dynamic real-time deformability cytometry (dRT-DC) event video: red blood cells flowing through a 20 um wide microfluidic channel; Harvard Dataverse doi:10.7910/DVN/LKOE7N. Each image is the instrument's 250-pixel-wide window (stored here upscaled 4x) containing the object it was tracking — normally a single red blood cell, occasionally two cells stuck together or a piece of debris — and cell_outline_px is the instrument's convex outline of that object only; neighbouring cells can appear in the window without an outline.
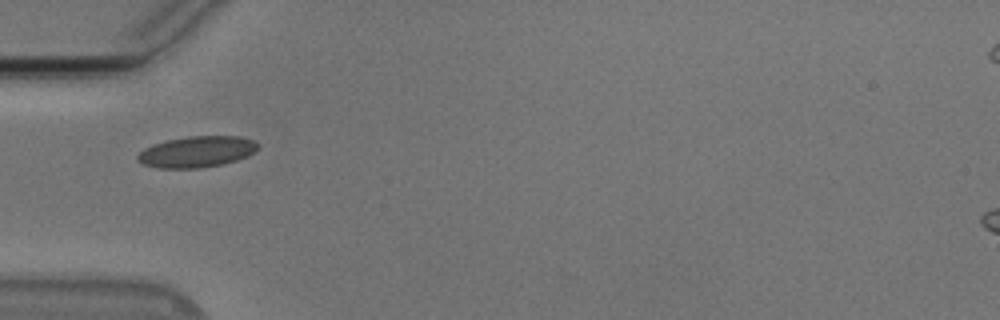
{"species": "Egyptian fruit bat (a non-hibernating species)", "species_latin": "Rousettus aegyptiacus", "temperature_condition": "cold", "stored_images_in_passage": 3, "camera_frame_rate_fps": 3000, "um_per_image_px": 0.085, "animal": {"sex": "male"}, "frame": {"image": 1, "passage_image": 1, "time_ms": 0.0, "image_size_px": [1000, 320], "cell_outline_px": [[260, 144], [252, 152], [236, 160], [224, 164], [200, 168], [160, 168], [144, 164], [136, 160], [136, 156], [144, 148], [152, 144], [168, 140], [188, 136], [240, 136], [252, 140]], "centroid_in_image_um": [16.69, 12.9], "position_along_channel_um": 68.3, "area_um2": 21.68}}